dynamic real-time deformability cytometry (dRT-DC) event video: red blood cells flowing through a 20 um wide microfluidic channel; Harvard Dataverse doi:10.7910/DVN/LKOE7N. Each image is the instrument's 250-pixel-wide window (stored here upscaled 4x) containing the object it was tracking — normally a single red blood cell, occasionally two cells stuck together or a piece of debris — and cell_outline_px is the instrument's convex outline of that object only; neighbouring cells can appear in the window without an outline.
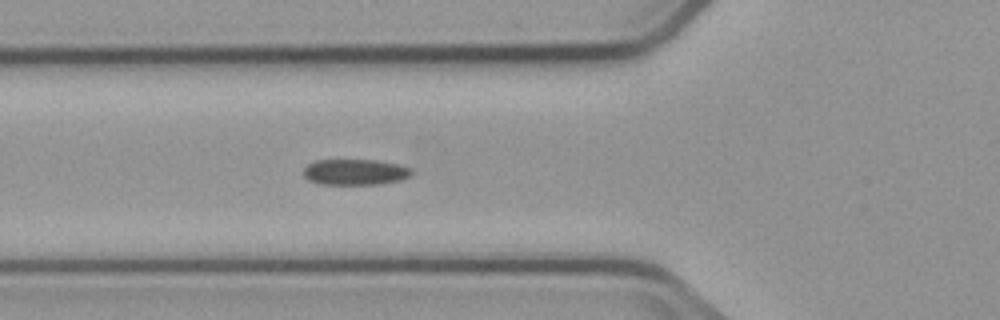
{"species": "common noctule bat (a hibernating species)", "species_latin": "Nyctalus noctula", "temperature_condition": "cold", "stored_images_in_passage": 4, "camera_frame_rate_fps": 3000, "um_per_image_px": 0.085, "animal": {"sex": "male", "body_mass_g": 23.1, "forearm_length_mm": 52.7}, "frame": {"image": 1, "passage_image": 4, "time_ms": 3.333, "image_size_px": [1000, 320], "cell_outline_px": [[412, 176], [400, 180], [380, 184], [320, 184], [308, 180], [304, 176], [304, 168], [308, 164], [316, 160], [376, 160], [396, 164], [412, 168]], "centroid_in_image_um": [30.19, 14.62], "position_along_channel_um": 95.6, "area_um2": 16.3}}